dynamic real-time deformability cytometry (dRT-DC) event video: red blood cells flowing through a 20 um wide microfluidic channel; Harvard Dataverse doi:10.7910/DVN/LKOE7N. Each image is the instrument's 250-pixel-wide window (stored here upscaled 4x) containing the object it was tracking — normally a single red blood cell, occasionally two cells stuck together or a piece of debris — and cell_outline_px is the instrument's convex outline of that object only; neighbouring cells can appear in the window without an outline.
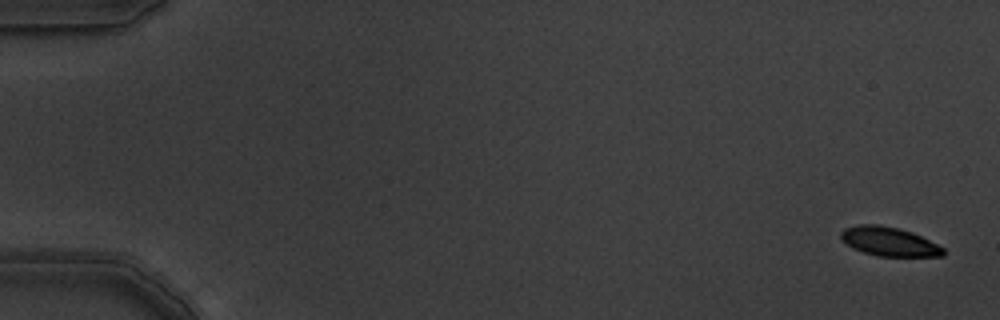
{"species": "common noctule bat (a hibernating species)", "species_latin": "Nyctalus noctula", "temperature_condition": "warm", "stored_images_in_passage": 6, "camera_frame_rate_fps": 3000, "um_per_image_px": 0.085, "animal": {"sex": "male", "body_mass_g": 19.5, "forearm_length_mm": 54.6}, "frame": {"image": 1, "passage_image": 1, "time_ms": 0.0, "image_size_px": [1000, 320], "cell_outline_px": [[944, 256], [876, 256], [852, 248], [840, 236], [840, 232], [844, 228], [860, 224], [880, 224], [900, 228], [912, 232], [944, 248]], "centroid_in_image_um": [75.56, 20.52], "position_along_channel_um": 9.4, "area_um2": 17.22}}
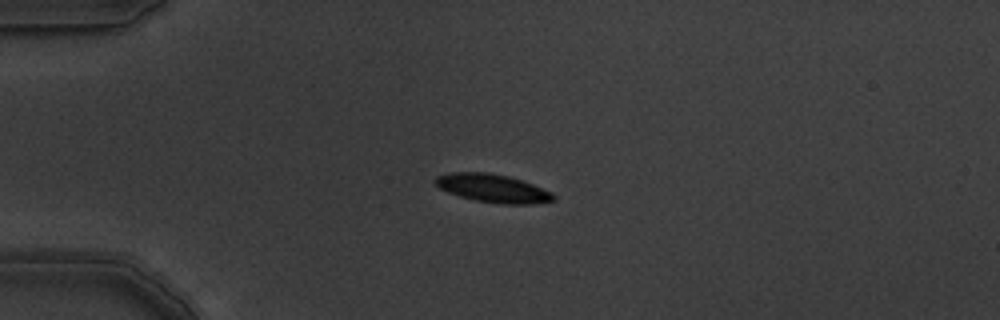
{"frame": {"image": 2, "passage_image": 5, "time_ms": 1.333, "image_size_px": [1000, 320], "cell_outline_px": [[556, 200], [532, 204], [504, 204], [476, 200], [460, 196], [448, 192], [440, 188], [432, 180], [436, 176], [448, 172], [488, 172], [508, 176], [532, 184], [552, 192], [556, 196]], "centroid_in_image_um": [41.88, 15.99], "position_along_channel_um": 43.1, "area_um2": 19.42}}